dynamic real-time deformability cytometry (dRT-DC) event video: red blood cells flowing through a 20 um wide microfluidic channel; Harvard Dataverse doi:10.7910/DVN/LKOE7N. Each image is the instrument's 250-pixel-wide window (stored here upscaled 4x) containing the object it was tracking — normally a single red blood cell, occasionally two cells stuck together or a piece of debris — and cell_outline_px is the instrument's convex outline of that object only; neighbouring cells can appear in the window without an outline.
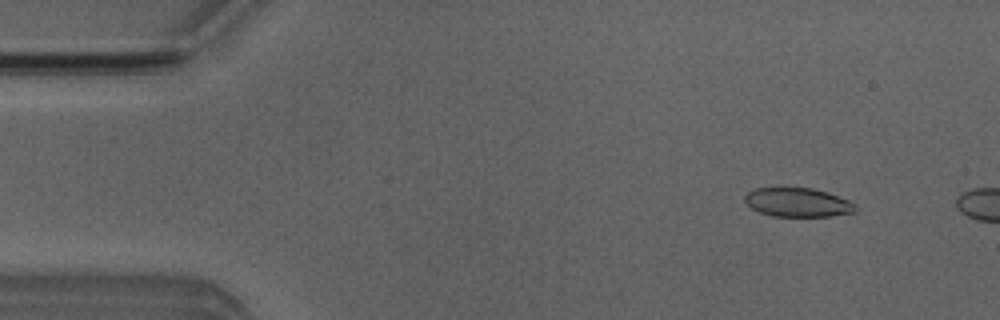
{"species": "Egyptian fruit bat (a non-hibernating species)", "species_latin": "Rousettus aegyptiacus", "temperature_condition": "room temperature", "stored_images_in_passage": 52, "camera_frame_rate_fps": 3000, "um_per_image_px": 0.085, "animal": {"sex": "male"}, "frame": {"image": 1, "passage_image": 5, "time_ms": 1.333, "image_size_px": [1000, 320], "cell_outline_px": [[856, 212], [828, 216], [772, 216], [760, 212], [752, 208], [744, 200], [744, 196], [748, 192], [756, 188], [812, 188], [828, 192], [848, 200], [856, 204]], "centroid_in_image_um": [67.82, 17.2], "position_along_channel_um": 17.2, "area_um2": 18.55}}
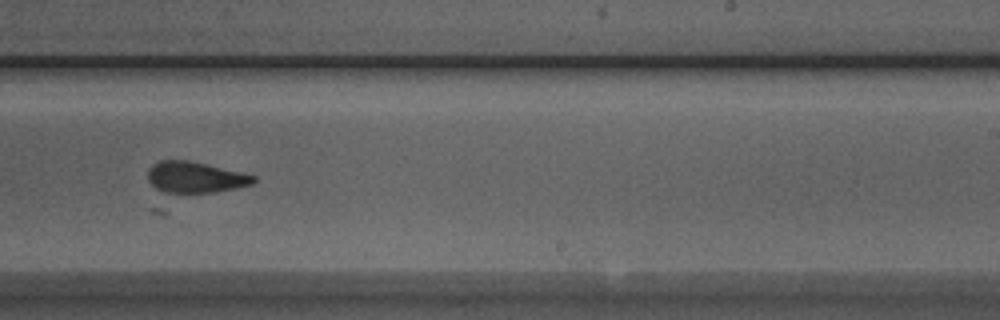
{"frame": {"image": 2, "passage_image": 31, "time_ms": 10.0, "image_size_px": [1000, 320], "cell_outline_px": [[256, 180], [252, 184], [236, 188], [216, 192], [164, 192], [156, 188], [148, 180], [148, 168], [152, 164], [160, 160], [188, 160], [240, 172], [256, 176]], "centroid_in_image_um": [16.58, 15.06], "position_along_channel_um": 272.4, "area_um2": 18.96}}
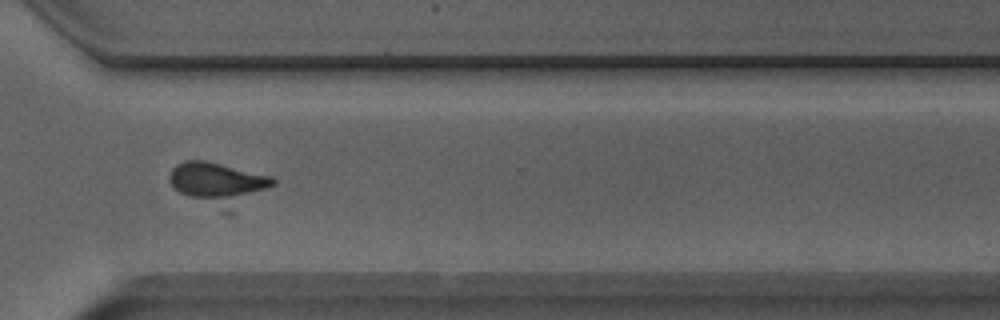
{"frame": {"image": 3, "passage_image": 37, "time_ms": 12.0, "image_size_px": [1000, 320], "cell_outline_px": [[276, 184], [232, 216], [228, 216], [180, 192], [168, 180], [168, 176], [172, 168], [176, 164], [184, 160], [204, 160], [272, 176], [276, 180]], "centroid_in_image_um": [18.65, 15.69], "position_along_channel_um": 351.9, "area_um2": 26.76}}